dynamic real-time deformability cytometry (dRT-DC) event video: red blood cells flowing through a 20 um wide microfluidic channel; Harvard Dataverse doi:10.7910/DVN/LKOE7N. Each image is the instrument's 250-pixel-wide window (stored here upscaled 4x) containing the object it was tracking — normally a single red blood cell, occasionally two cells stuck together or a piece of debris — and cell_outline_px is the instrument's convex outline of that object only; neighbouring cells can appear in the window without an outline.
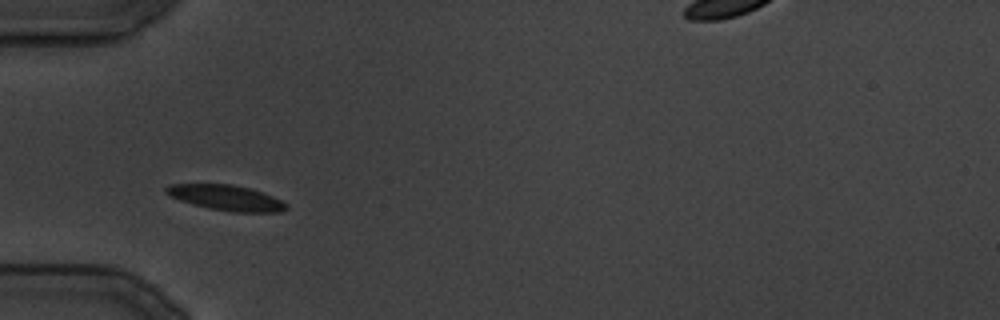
{"species": "common noctule bat (a hibernating species)", "species_latin": "Nyctalus noctula", "temperature_condition": "cold", "stored_images_in_passage": 17, "camera_frame_rate_fps": 3000, "um_per_image_px": 0.085, "animal": {"sex": "male", "body_mass_g": 19.5, "forearm_length_mm": 54.6}, "frame": {"image": 1, "passage_image": 1, "time_ms": 0.0, "image_size_px": [1000, 320], "cell_outline_px": [[288, 208], [280, 212], [236, 212], [208, 208], [180, 200], [168, 196], [164, 192], [164, 188], [168, 184], [232, 184], [252, 188], [264, 192], [288, 204]], "centroid_in_image_um": [19.22, 16.8], "position_along_channel_um": 65.8, "area_um2": 17.92}}
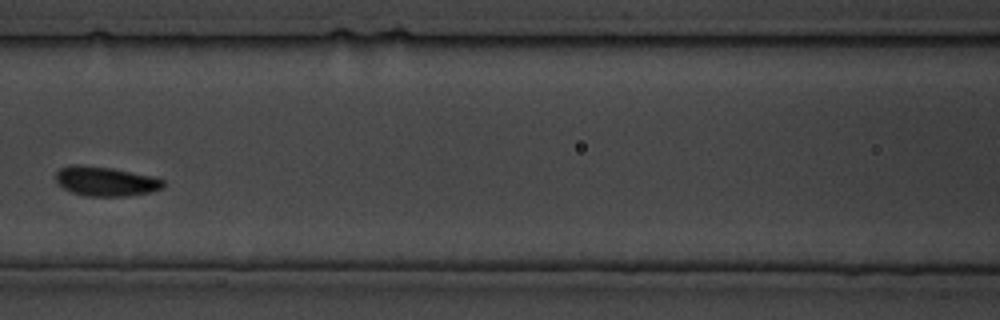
{"frame": {"image": 2, "passage_image": 6, "time_ms": 6.0, "image_size_px": [1000, 320], "cell_outline_px": [[164, 188], [148, 192], [124, 196], [88, 196], [72, 192], [64, 188], [56, 180], [56, 172], [60, 168], [72, 164], [80, 164], [112, 168], [152, 176], [164, 180]], "centroid_in_image_um": [8.97, 15.4], "position_along_channel_um": 157.6, "area_um2": 18.32}}
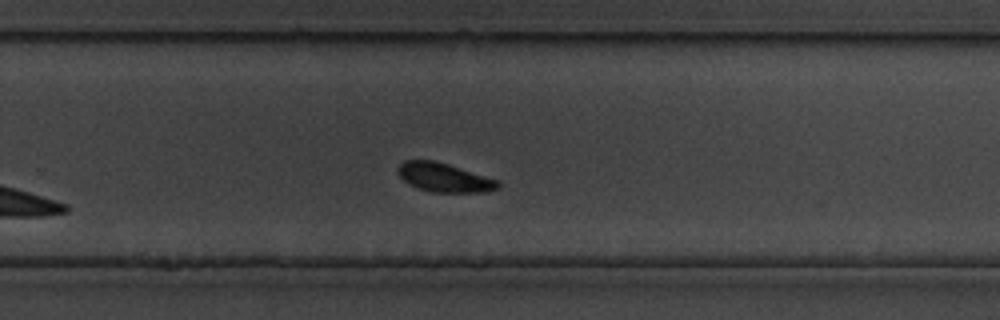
{"frame": {"image": 3, "passage_image": 13, "time_ms": 14.667, "image_size_px": [1000, 320], "cell_outline_px": [[500, 188], [484, 192], [432, 192], [420, 188], [404, 180], [396, 172], [396, 168], [404, 160], [436, 160], [500, 180]], "centroid_in_image_um": [37.79, 15.07], "position_along_channel_um": 292.0, "area_um2": 16.94}}